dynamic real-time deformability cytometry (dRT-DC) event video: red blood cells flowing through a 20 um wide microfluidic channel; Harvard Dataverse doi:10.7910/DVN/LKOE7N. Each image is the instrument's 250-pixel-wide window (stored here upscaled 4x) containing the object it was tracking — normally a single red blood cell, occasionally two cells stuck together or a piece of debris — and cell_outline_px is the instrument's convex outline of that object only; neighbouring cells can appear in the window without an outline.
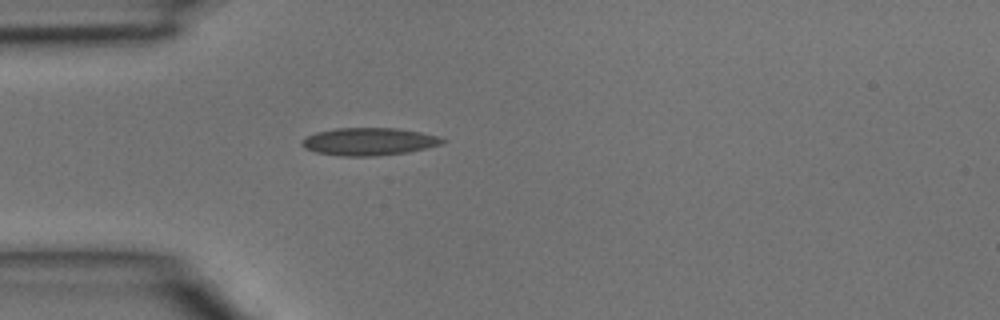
{"species": "common noctule bat (a hibernating species)", "species_latin": "Nyctalus noctula", "temperature_condition": "room temperature", "stored_images_in_passage": 2, "segment_of_instrument_passage": [1, 2], "camera_frame_rate_fps": 3000, "um_per_image_px": 0.085, "animal": {"sex": "male", "body_mass_g": 15.6}, "frame": {"image": 1, "passage_image": 1, "time_ms": 0.0, "image_size_px": [1000, 320], "cell_outline_px": [[444, 140], [440, 144], [428, 148], [408, 152], [376, 156], [340, 156], [316, 152], [304, 148], [300, 144], [300, 140], [316, 132], [336, 128], [396, 128], [420, 132], [436, 136]], "centroid_in_image_um": [31.3, 12.04], "position_along_channel_um": 53.7, "area_um2": 22.54}}